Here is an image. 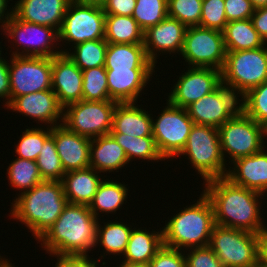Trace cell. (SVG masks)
Segmentation results:
<instances>
[{
	"label": "cell",
	"mask_w": 267,
	"mask_h": 267,
	"mask_svg": "<svg viewBox=\"0 0 267 267\" xmlns=\"http://www.w3.org/2000/svg\"><path fill=\"white\" fill-rule=\"evenodd\" d=\"M202 184L205 185L203 192L213 205L216 225L255 234L267 227L265 219L261 217L264 209L260 210L262 199L266 195L235 185L226 177L211 179Z\"/></svg>",
	"instance_id": "1"
},
{
	"label": "cell",
	"mask_w": 267,
	"mask_h": 267,
	"mask_svg": "<svg viewBox=\"0 0 267 267\" xmlns=\"http://www.w3.org/2000/svg\"><path fill=\"white\" fill-rule=\"evenodd\" d=\"M99 220L88 205L68 203L37 243L42 242V249L51 257L88 256L96 247Z\"/></svg>",
	"instance_id": "2"
},
{
	"label": "cell",
	"mask_w": 267,
	"mask_h": 267,
	"mask_svg": "<svg viewBox=\"0 0 267 267\" xmlns=\"http://www.w3.org/2000/svg\"><path fill=\"white\" fill-rule=\"evenodd\" d=\"M10 217L25 224L39 240L68 204L61 181L43 180L30 190L17 194Z\"/></svg>",
	"instance_id": "3"
},
{
	"label": "cell",
	"mask_w": 267,
	"mask_h": 267,
	"mask_svg": "<svg viewBox=\"0 0 267 267\" xmlns=\"http://www.w3.org/2000/svg\"><path fill=\"white\" fill-rule=\"evenodd\" d=\"M200 195L195 204L184 207L165 222L161 228L164 246L184 251L209 245L216 225L214 208L204 192Z\"/></svg>",
	"instance_id": "4"
},
{
	"label": "cell",
	"mask_w": 267,
	"mask_h": 267,
	"mask_svg": "<svg viewBox=\"0 0 267 267\" xmlns=\"http://www.w3.org/2000/svg\"><path fill=\"white\" fill-rule=\"evenodd\" d=\"M180 155L187 156L191 166L204 179L203 183L227 176L228 164L222 154L218 128L194 124L178 157Z\"/></svg>",
	"instance_id": "5"
},
{
	"label": "cell",
	"mask_w": 267,
	"mask_h": 267,
	"mask_svg": "<svg viewBox=\"0 0 267 267\" xmlns=\"http://www.w3.org/2000/svg\"><path fill=\"white\" fill-rule=\"evenodd\" d=\"M222 84L244 96L250 89L267 80V44L242 51L226 52L221 71Z\"/></svg>",
	"instance_id": "6"
},
{
	"label": "cell",
	"mask_w": 267,
	"mask_h": 267,
	"mask_svg": "<svg viewBox=\"0 0 267 267\" xmlns=\"http://www.w3.org/2000/svg\"><path fill=\"white\" fill-rule=\"evenodd\" d=\"M218 133L223 157H228L229 163L258 153L267 147L265 127L248 117L242 110L220 126Z\"/></svg>",
	"instance_id": "7"
},
{
	"label": "cell",
	"mask_w": 267,
	"mask_h": 267,
	"mask_svg": "<svg viewBox=\"0 0 267 267\" xmlns=\"http://www.w3.org/2000/svg\"><path fill=\"white\" fill-rule=\"evenodd\" d=\"M2 32L7 39L14 42L11 56H34V57H55L61 54L59 43V32L49 26L29 23L18 19L14 14L5 23ZM57 42V43H56ZM19 46L21 47L19 49ZM54 46V47H53ZM54 48H57L54 50Z\"/></svg>",
	"instance_id": "8"
},
{
	"label": "cell",
	"mask_w": 267,
	"mask_h": 267,
	"mask_svg": "<svg viewBox=\"0 0 267 267\" xmlns=\"http://www.w3.org/2000/svg\"><path fill=\"white\" fill-rule=\"evenodd\" d=\"M208 246L224 267L258 265V234L215 225Z\"/></svg>",
	"instance_id": "9"
},
{
	"label": "cell",
	"mask_w": 267,
	"mask_h": 267,
	"mask_svg": "<svg viewBox=\"0 0 267 267\" xmlns=\"http://www.w3.org/2000/svg\"><path fill=\"white\" fill-rule=\"evenodd\" d=\"M116 101H86L63 108V122L68 130L90 139L110 134Z\"/></svg>",
	"instance_id": "10"
},
{
	"label": "cell",
	"mask_w": 267,
	"mask_h": 267,
	"mask_svg": "<svg viewBox=\"0 0 267 267\" xmlns=\"http://www.w3.org/2000/svg\"><path fill=\"white\" fill-rule=\"evenodd\" d=\"M166 102L167 106L157 119L152 118V136L163 159L172 160L185 147L194 122L186 108L172 105L168 100Z\"/></svg>",
	"instance_id": "11"
},
{
	"label": "cell",
	"mask_w": 267,
	"mask_h": 267,
	"mask_svg": "<svg viewBox=\"0 0 267 267\" xmlns=\"http://www.w3.org/2000/svg\"><path fill=\"white\" fill-rule=\"evenodd\" d=\"M181 55L189 67L222 71L226 59L223 32L199 25L187 27Z\"/></svg>",
	"instance_id": "12"
},
{
	"label": "cell",
	"mask_w": 267,
	"mask_h": 267,
	"mask_svg": "<svg viewBox=\"0 0 267 267\" xmlns=\"http://www.w3.org/2000/svg\"><path fill=\"white\" fill-rule=\"evenodd\" d=\"M10 102L18 96L52 88V58L11 56Z\"/></svg>",
	"instance_id": "13"
},
{
	"label": "cell",
	"mask_w": 267,
	"mask_h": 267,
	"mask_svg": "<svg viewBox=\"0 0 267 267\" xmlns=\"http://www.w3.org/2000/svg\"><path fill=\"white\" fill-rule=\"evenodd\" d=\"M105 16L102 6L70 2L59 30V43H72L73 47L84 41L104 39Z\"/></svg>",
	"instance_id": "14"
},
{
	"label": "cell",
	"mask_w": 267,
	"mask_h": 267,
	"mask_svg": "<svg viewBox=\"0 0 267 267\" xmlns=\"http://www.w3.org/2000/svg\"><path fill=\"white\" fill-rule=\"evenodd\" d=\"M238 97L221 83L213 92L187 106L186 110L194 124L219 128L241 110Z\"/></svg>",
	"instance_id": "15"
},
{
	"label": "cell",
	"mask_w": 267,
	"mask_h": 267,
	"mask_svg": "<svg viewBox=\"0 0 267 267\" xmlns=\"http://www.w3.org/2000/svg\"><path fill=\"white\" fill-rule=\"evenodd\" d=\"M187 69L180 74L166 99L180 108H186L198 101L222 83L220 70L201 67H188Z\"/></svg>",
	"instance_id": "16"
},
{
	"label": "cell",
	"mask_w": 267,
	"mask_h": 267,
	"mask_svg": "<svg viewBox=\"0 0 267 267\" xmlns=\"http://www.w3.org/2000/svg\"><path fill=\"white\" fill-rule=\"evenodd\" d=\"M4 107L22 116L31 117L32 120H38L44 125L50 124L47 125L50 128L61 125L62 123L59 122H63V107L59 104L52 89L15 97Z\"/></svg>",
	"instance_id": "17"
},
{
	"label": "cell",
	"mask_w": 267,
	"mask_h": 267,
	"mask_svg": "<svg viewBox=\"0 0 267 267\" xmlns=\"http://www.w3.org/2000/svg\"><path fill=\"white\" fill-rule=\"evenodd\" d=\"M187 26L177 19L166 17L144 31V47L148 59L156 66L160 52L181 54ZM159 55V56H158Z\"/></svg>",
	"instance_id": "18"
},
{
	"label": "cell",
	"mask_w": 267,
	"mask_h": 267,
	"mask_svg": "<svg viewBox=\"0 0 267 267\" xmlns=\"http://www.w3.org/2000/svg\"><path fill=\"white\" fill-rule=\"evenodd\" d=\"M82 70L70 59L66 53L52 57V90L57 96L59 104L67 105L83 99Z\"/></svg>",
	"instance_id": "19"
},
{
	"label": "cell",
	"mask_w": 267,
	"mask_h": 267,
	"mask_svg": "<svg viewBox=\"0 0 267 267\" xmlns=\"http://www.w3.org/2000/svg\"><path fill=\"white\" fill-rule=\"evenodd\" d=\"M51 136L65 173L90 167V138L71 132L62 124L51 128Z\"/></svg>",
	"instance_id": "20"
},
{
	"label": "cell",
	"mask_w": 267,
	"mask_h": 267,
	"mask_svg": "<svg viewBox=\"0 0 267 267\" xmlns=\"http://www.w3.org/2000/svg\"><path fill=\"white\" fill-rule=\"evenodd\" d=\"M230 164L233 167L228 166L226 178L235 185L267 196V151L264 148L253 155L238 158Z\"/></svg>",
	"instance_id": "21"
},
{
	"label": "cell",
	"mask_w": 267,
	"mask_h": 267,
	"mask_svg": "<svg viewBox=\"0 0 267 267\" xmlns=\"http://www.w3.org/2000/svg\"><path fill=\"white\" fill-rule=\"evenodd\" d=\"M69 4L70 0H18L12 8L18 19L59 32Z\"/></svg>",
	"instance_id": "22"
},
{
	"label": "cell",
	"mask_w": 267,
	"mask_h": 267,
	"mask_svg": "<svg viewBox=\"0 0 267 267\" xmlns=\"http://www.w3.org/2000/svg\"><path fill=\"white\" fill-rule=\"evenodd\" d=\"M155 69L106 70L110 99L118 103H137Z\"/></svg>",
	"instance_id": "23"
},
{
	"label": "cell",
	"mask_w": 267,
	"mask_h": 267,
	"mask_svg": "<svg viewBox=\"0 0 267 267\" xmlns=\"http://www.w3.org/2000/svg\"><path fill=\"white\" fill-rule=\"evenodd\" d=\"M136 103H118L110 133H121L131 137H153L152 114Z\"/></svg>",
	"instance_id": "24"
},
{
	"label": "cell",
	"mask_w": 267,
	"mask_h": 267,
	"mask_svg": "<svg viewBox=\"0 0 267 267\" xmlns=\"http://www.w3.org/2000/svg\"><path fill=\"white\" fill-rule=\"evenodd\" d=\"M99 173L91 167L66 172L61 182L68 203L89 206L104 179Z\"/></svg>",
	"instance_id": "25"
},
{
	"label": "cell",
	"mask_w": 267,
	"mask_h": 267,
	"mask_svg": "<svg viewBox=\"0 0 267 267\" xmlns=\"http://www.w3.org/2000/svg\"><path fill=\"white\" fill-rule=\"evenodd\" d=\"M129 164L128 158L122 147L111 134H106L91 139L90 167L98 172H119Z\"/></svg>",
	"instance_id": "26"
},
{
	"label": "cell",
	"mask_w": 267,
	"mask_h": 267,
	"mask_svg": "<svg viewBox=\"0 0 267 267\" xmlns=\"http://www.w3.org/2000/svg\"><path fill=\"white\" fill-rule=\"evenodd\" d=\"M160 231V232H159ZM147 231L134 227L126 250L122 256L124 263L148 265L156 253L163 247V231Z\"/></svg>",
	"instance_id": "27"
},
{
	"label": "cell",
	"mask_w": 267,
	"mask_h": 267,
	"mask_svg": "<svg viewBox=\"0 0 267 267\" xmlns=\"http://www.w3.org/2000/svg\"><path fill=\"white\" fill-rule=\"evenodd\" d=\"M104 67L106 70H129L154 69L155 65L148 59L144 43H108Z\"/></svg>",
	"instance_id": "28"
},
{
	"label": "cell",
	"mask_w": 267,
	"mask_h": 267,
	"mask_svg": "<svg viewBox=\"0 0 267 267\" xmlns=\"http://www.w3.org/2000/svg\"><path fill=\"white\" fill-rule=\"evenodd\" d=\"M128 185L122 184L119 181L113 180V178L109 180L105 178L99 184L97 192L94 195L92 202L89 204V209L92 214L100 219V213L105 214H116L118 209H121L123 204L127 202V195H129L127 188ZM126 201V202H125ZM125 202V203H124Z\"/></svg>",
	"instance_id": "29"
},
{
	"label": "cell",
	"mask_w": 267,
	"mask_h": 267,
	"mask_svg": "<svg viewBox=\"0 0 267 267\" xmlns=\"http://www.w3.org/2000/svg\"><path fill=\"white\" fill-rule=\"evenodd\" d=\"M222 32L226 52L256 49L266 45L255 30L251 18L228 22Z\"/></svg>",
	"instance_id": "30"
},
{
	"label": "cell",
	"mask_w": 267,
	"mask_h": 267,
	"mask_svg": "<svg viewBox=\"0 0 267 267\" xmlns=\"http://www.w3.org/2000/svg\"><path fill=\"white\" fill-rule=\"evenodd\" d=\"M104 28L108 43H144V31L132 16L106 15Z\"/></svg>",
	"instance_id": "31"
},
{
	"label": "cell",
	"mask_w": 267,
	"mask_h": 267,
	"mask_svg": "<svg viewBox=\"0 0 267 267\" xmlns=\"http://www.w3.org/2000/svg\"><path fill=\"white\" fill-rule=\"evenodd\" d=\"M115 221L105 222L104 226L99 221L97 224L96 246L99 244L105 248L106 251H103L104 255H100L103 259L106 256L105 254L119 255L121 258L126 250L132 232L131 225H127L121 221Z\"/></svg>",
	"instance_id": "32"
},
{
	"label": "cell",
	"mask_w": 267,
	"mask_h": 267,
	"mask_svg": "<svg viewBox=\"0 0 267 267\" xmlns=\"http://www.w3.org/2000/svg\"><path fill=\"white\" fill-rule=\"evenodd\" d=\"M107 47L108 42L105 39L88 40L71 47L74 50L72 52L69 48L61 49V53H66L81 70H86L105 66Z\"/></svg>",
	"instance_id": "33"
},
{
	"label": "cell",
	"mask_w": 267,
	"mask_h": 267,
	"mask_svg": "<svg viewBox=\"0 0 267 267\" xmlns=\"http://www.w3.org/2000/svg\"><path fill=\"white\" fill-rule=\"evenodd\" d=\"M116 142L124 150L128 161L133 160H150L153 162L165 161L163 157L158 152L155 141L153 137H131L126 134L121 133H110ZM135 158V159H134Z\"/></svg>",
	"instance_id": "34"
},
{
	"label": "cell",
	"mask_w": 267,
	"mask_h": 267,
	"mask_svg": "<svg viewBox=\"0 0 267 267\" xmlns=\"http://www.w3.org/2000/svg\"><path fill=\"white\" fill-rule=\"evenodd\" d=\"M6 175L12 189H21L19 193L30 190L43 181L36 161L20 157L9 164Z\"/></svg>",
	"instance_id": "35"
},
{
	"label": "cell",
	"mask_w": 267,
	"mask_h": 267,
	"mask_svg": "<svg viewBox=\"0 0 267 267\" xmlns=\"http://www.w3.org/2000/svg\"><path fill=\"white\" fill-rule=\"evenodd\" d=\"M83 100L86 101H113L108 91V80L104 66L82 70Z\"/></svg>",
	"instance_id": "36"
},
{
	"label": "cell",
	"mask_w": 267,
	"mask_h": 267,
	"mask_svg": "<svg viewBox=\"0 0 267 267\" xmlns=\"http://www.w3.org/2000/svg\"><path fill=\"white\" fill-rule=\"evenodd\" d=\"M168 16V0H136L132 17L146 31Z\"/></svg>",
	"instance_id": "37"
},
{
	"label": "cell",
	"mask_w": 267,
	"mask_h": 267,
	"mask_svg": "<svg viewBox=\"0 0 267 267\" xmlns=\"http://www.w3.org/2000/svg\"><path fill=\"white\" fill-rule=\"evenodd\" d=\"M19 138V142L16 144L15 153L18 154L17 157L36 161L39 156L44 142L51 136V128L46 126V128L34 127L26 128Z\"/></svg>",
	"instance_id": "38"
},
{
	"label": "cell",
	"mask_w": 267,
	"mask_h": 267,
	"mask_svg": "<svg viewBox=\"0 0 267 267\" xmlns=\"http://www.w3.org/2000/svg\"><path fill=\"white\" fill-rule=\"evenodd\" d=\"M241 98V110L257 123L267 127V80L250 89Z\"/></svg>",
	"instance_id": "39"
},
{
	"label": "cell",
	"mask_w": 267,
	"mask_h": 267,
	"mask_svg": "<svg viewBox=\"0 0 267 267\" xmlns=\"http://www.w3.org/2000/svg\"><path fill=\"white\" fill-rule=\"evenodd\" d=\"M36 163L43 180L62 181L65 171L52 136L44 142Z\"/></svg>",
	"instance_id": "40"
},
{
	"label": "cell",
	"mask_w": 267,
	"mask_h": 267,
	"mask_svg": "<svg viewBox=\"0 0 267 267\" xmlns=\"http://www.w3.org/2000/svg\"><path fill=\"white\" fill-rule=\"evenodd\" d=\"M203 0H168V17L189 26H200Z\"/></svg>",
	"instance_id": "41"
},
{
	"label": "cell",
	"mask_w": 267,
	"mask_h": 267,
	"mask_svg": "<svg viewBox=\"0 0 267 267\" xmlns=\"http://www.w3.org/2000/svg\"><path fill=\"white\" fill-rule=\"evenodd\" d=\"M227 23L224 0H203L200 26L223 31Z\"/></svg>",
	"instance_id": "42"
},
{
	"label": "cell",
	"mask_w": 267,
	"mask_h": 267,
	"mask_svg": "<svg viewBox=\"0 0 267 267\" xmlns=\"http://www.w3.org/2000/svg\"><path fill=\"white\" fill-rule=\"evenodd\" d=\"M186 252L184 250L186 267H224L209 246L186 249Z\"/></svg>",
	"instance_id": "43"
},
{
	"label": "cell",
	"mask_w": 267,
	"mask_h": 267,
	"mask_svg": "<svg viewBox=\"0 0 267 267\" xmlns=\"http://www.w3.org/2000/svg\"><path fill=\"white\" fill-rule=\"evenodd\" d=\"M183 250L163 247L151 259L149 267H186Z\"/></svg>",
	"instance_id": "44"
},
{
	"label": "cell",
	"mask_w": 267,
	"mask_h": 267,
	"mask_svg": "<svg viewBox=\"0 0 267 267\" xmlns=\"http://www.w3.org/2000/svg\"><path fill=\"white\" fill-rule=\"evenodd\" d=\"M224 5L228 22L249 19L255 10L250 0H224Z\"/></svg>",
	"instance_id": "45"
},
{
	"label": "cell",
	"mask_w": 267,
	"mask_h": 267,
	"mask_svg": "<svg viewBox=\"0 0 267 267\" xmlns=\"http://www.w3.org/2000/svg\"><path fill=\"white\" fill-rule=\"evenodd\" d=\"M136 0H106L102 6L106 15L132 16Z\"/></svg>",
	"instance_id": "46"
},
{
	"label": "cell",
	"mask_w": 267,
	"mask_h": 267,
	"mask_svg": "<svg viewBox=\"0 0 267 267\" xmlns=\"http://www.w3.org/2000/svg\"><path fill=\"white\" fill-rule=\"evenodd\" d=\"M54 267H99V260H93L88 256H62L56 257Z\"/></svg>",
	"instance_id": "47"
},
{
	"label": "cell",
	"mask_w": 267,
	"mask_h": 267,
	"mask_svg": "<svg viewBox=\"0 0 267 267\" xmlns=\"http://www.w3.org/2000/svg\"><path fill=\"white\" fill-rule=\"evenodd\" d=\"M0 54V98L5 99V104L10 103V78H9V61ZM7 60V61H6Z\"/></svg>",
	"instance_id": "48"
},
{
	"label": "cell",
	"mask_w": 267,
	"mask_h": 267,
	"mask_svg": "<svg viewBox=\"0 0 267 267\" xmlns=\"http://www.w3.org/2000/svg\"><path fill=\"white\" fill-rule=\"evenodd\" d=\"M251 20L255 30L267 43V6L255 9Z\"/></svg>",
	"instance_id": "49"
},
{
	"label": "cell",
	"mask_w": 267,
	"mask_h": 267,
	"mask_svg": "<svg viewBox=\"0 0 267 267\" xmlns=\"http://www.w3.org/2000/svg\"><path fill=\"white\" fill-rule=\"evenodd\" d=\"M258 265L267 267V227L258 234Z\"/></svg>",
	"instance_id": "50"
},
{
	"label": "cell",
	"mask_w": 267,
	"mask_h": 267,
	"mask_svg": "<svg viewBox=\"0 0 267 267\" xmlns=\"http://www.w3.org/2000/svg\"><path fill=\"white\" fill-rule=\"evenodd\" d=\"M8 0H0V28L3 29L5 23L13 14V8L7 9ZM7 10V11H6ZM9 10V11H8Z\"/></svg>",
	"instance_id": "51"
},
{
	"label": "cell",
	"mask_w": 267,
	"mask_h": 267,
	"mask_svg": "<svg viewBox=\"0 0 267 267\" xmlns=\"http://www.w3.org/2000/svg\"><path fill=\"white\" fill-rule=\"evenodd\" d=\"M106 0H70V2L76 4L97 5L103 6Z\"/></svg>",
	"instance_id": "52"
},
{
	"label": "cell",
	"mask_w": 267,
	"mask_h": 267,
	"mask_svg": "<svg viewBox=\"0 0 267 267\" xmlns=\"http://www.w3.org/2000/svg\"><path fill=\"white\" fill-rule=\"evenodd\" d=\"M254 9H259L267 6V0H250Z\"/></svg>",
	"instance_id": "53"
},
{
	"label": "cell",
	"mask_w": 267,
	"mask_h": 267,
	"mask_svg": "<svg viewBox=\"0 0 267 267\" xmlns=\"http://www.w3.org/2000/svg\"><path fill=\"white\" fill-rule=\"evenodd\" d=\"M0 267H15V265L8 260V258L6 259L5 257L0 259Z\"/></svg>",
	"instance_id": "54"
},
{
	"label": "cell",
	"mask_w": 267,
	"mask_h": 267,
	"mask_svg": "<svg viewBox=\"0 0 267 267\" xmlns=\"http://www.w3.org/2000/svg\"><path fill=\"white\" fill-rule=\"evenodd\" d=\"M118 264L117 267H149L148 265H142V264H131V263H124Z\"/></svg>",
	"instance_id": "55"
}]
</instances>
